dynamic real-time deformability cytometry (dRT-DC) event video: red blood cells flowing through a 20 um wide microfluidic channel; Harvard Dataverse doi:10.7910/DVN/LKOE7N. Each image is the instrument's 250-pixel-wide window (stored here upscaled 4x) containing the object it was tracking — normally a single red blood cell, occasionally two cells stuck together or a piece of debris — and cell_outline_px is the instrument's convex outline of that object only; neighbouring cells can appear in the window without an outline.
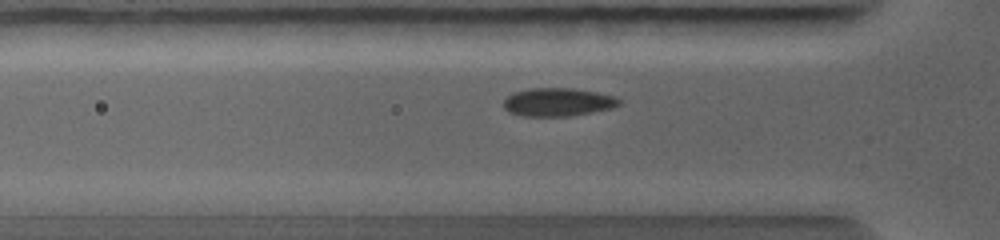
{"species": "common noctule bat (a hibernating species)", "species_latin": "Nyctalus noctula", "temperature_condition": "warm", "stored_images_in_passage": 28, "camera_frame_rate_fps": 5000, "um_per_image_px": 0.085, "animal": {"sex": "female", "body_mass_g": 19.0, "forearm_length_mm": 56.7}, "frame": {"image": 1, "passage_image": 7, "time_ms": 1.4, "image_size_px": [1000, 240], "cell_outline_px": [[620, 104], [612, 108], [568, 116], [524, 116], [508, 112], [504, 108], [504, 100], [512, 92], [528, 88], [572, 88], [596, 92], [616, 96], [620, 100]], "centroid_in_image_um": [47.39, 8.67], "position_along_channel_um": 78.4, "area_um2": 19.02}}
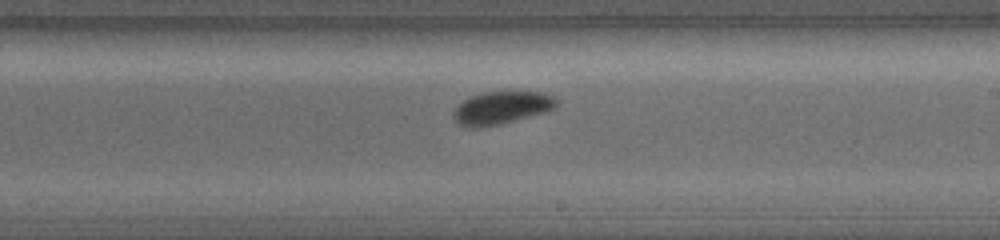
{"frame": {"image": 2, "passage_image": 18, "time_ms": 4.2, "image_size_px": [1000, 240], "cell_outline_px": [[556, 104], [552, 108], [544, 112], [500, 124], [480, 128], [468, 128], [460, 124], [452, 116], [452, 112], [456, 104], [472, 96], [484, 92], [544, 92], [552, 96], [556, 100]], "centroid_in_image_um": [42.55, 9.17], "position_along_channel_um": 246.4, "area_um2": 19.48}}
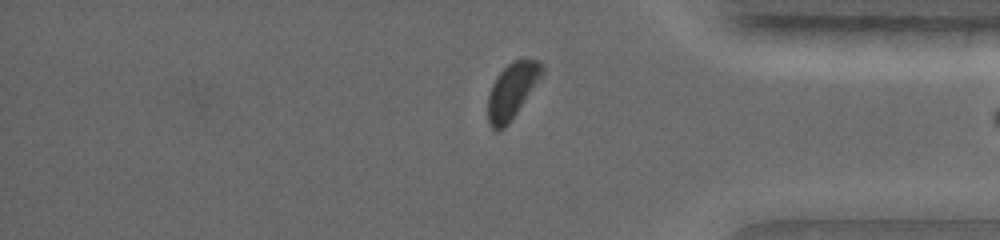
{"frame": {"image": 3, "passage_image": 27, "time_ms": 6.8, "image_size_px": [1000, 240], "cell_outline_px": [[544, 72], [508, 124], [504, 128], [496, 132], [488, 124], [488, 96], [492, 84], [496, 76], [512, 60], [524, 56], [536, 60], [544, 68]], "centroid_in_image_um": [43.5, 7.67], "position_along_channel_um": 391.7, "area_um2": 17.51}}